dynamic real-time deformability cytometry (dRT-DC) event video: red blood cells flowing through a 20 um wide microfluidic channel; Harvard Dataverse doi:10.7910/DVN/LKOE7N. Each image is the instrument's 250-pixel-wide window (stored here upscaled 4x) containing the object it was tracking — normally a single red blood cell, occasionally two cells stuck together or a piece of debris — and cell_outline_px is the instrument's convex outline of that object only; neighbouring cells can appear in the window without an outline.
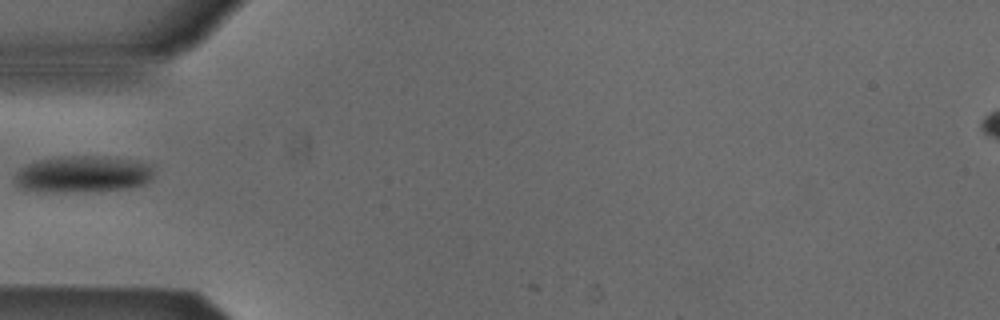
{"species": "Egyptian fruit bat (a non-hibernating species)", "species_latin": "Rousettus aegyptiacus", "temperature_condition": "cold", "stored_images_in_passage": 2, "camera_frame_rate_fps": 3000, "um_per_image_px": 0.085, "animal": {"sex": "male"}, "frame": {"image": 1, "passage_image": 1, "time_ms": 0.0, "image_size_px": [1000, 320], "cell_outline_px": [[152, 176], [144, 184], [124, 188], [100, 192], [36, 192], [24, 188], [16, 184], [12, 180], [16, 172], [20, 168], [36, 160], [56, 156], [104, 156], [128, 160], [148, 164], [152, 168]], "centroid_in_image_um": [6.95, 14.82], "position_along_channel_um": 78.1, "area_um2": 30.0}}